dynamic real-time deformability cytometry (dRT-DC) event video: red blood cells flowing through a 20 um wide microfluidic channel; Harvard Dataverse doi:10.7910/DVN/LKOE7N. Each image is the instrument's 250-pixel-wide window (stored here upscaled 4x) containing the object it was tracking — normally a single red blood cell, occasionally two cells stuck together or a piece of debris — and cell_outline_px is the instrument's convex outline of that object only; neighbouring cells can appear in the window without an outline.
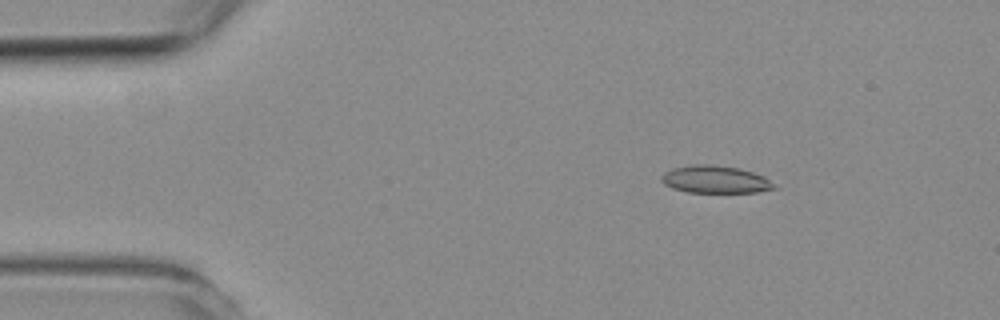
{"species": "common noctule bat (a hibernating species)", "species_latin": "Nyctalus noctula", "temperature_condition": "room temperature", "stored_images_in_passage": 5, "camera_frame_rate_fps": 3000, "um_per_image_px": 0.085, "animal": {"sex": "female", "body_mass_g": 19.3, "forearm_length_mm": 54.1}, "frame": {"image": 1, "passage_image": 3, "time_ms": 2.333, "image_size_px": [1000, 320], "cell_outline_px": [[780, 188], [756, 192], [688, 192], [672, 188], [664, 184], [660, 180], [660, 176], [664, 172], [672, 168], [692, 164], [708, 164], [740, 168], [764, 176], [776, 184]], "centroid_in_image_um": [60.81, 15.25], "position_along_channel_um": 24.2, "area_um2": 18.26}}